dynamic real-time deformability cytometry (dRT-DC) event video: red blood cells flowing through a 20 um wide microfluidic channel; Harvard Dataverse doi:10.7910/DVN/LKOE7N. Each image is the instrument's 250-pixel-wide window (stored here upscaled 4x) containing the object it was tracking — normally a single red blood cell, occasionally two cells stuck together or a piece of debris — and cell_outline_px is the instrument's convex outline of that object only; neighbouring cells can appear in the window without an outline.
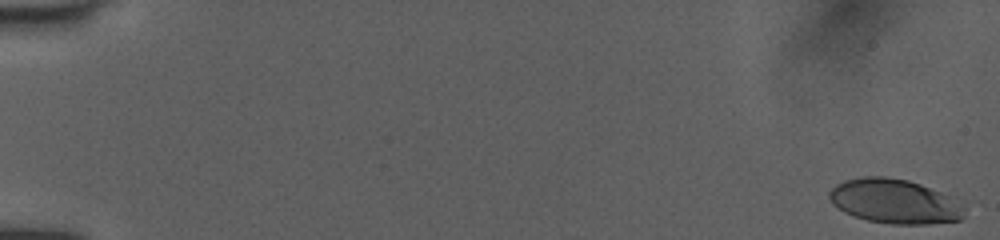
{"species": "human", "species_latin": "Homo sapiens", "temperature_condition": "room temperature", "stored_images_in_passage": 52, "camera_frame_rate_fps": 3000, "um_per_image_px": 0.085, "donor": {"sex": "female"}, "frame": {"image": 1, "passage_image": 1, "time_ms": 0.0, "image_size_px": [1000, 240], "cell_outline_px": [[964, 216], [960, 220], [928, 224], [892, 224], [868, 220], [844, 212], [832, 204], [828, 196], [828, 192], [836, 184], [844, 180], [864, 176], [884, 176], [908, 180], [920, 184], [944, 196], [964, 208]], "centroid_in_image_um": [75.94, 17.11], "position_along_channel_um": 9.1, "area_um2": 34.33}}
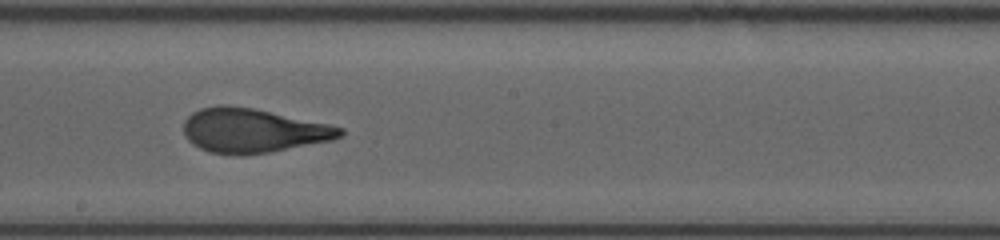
{"frame": {"image": 2, "passage_image": 31, "time_ms": 10.0, "image_size_px": [1000, 240], "cell_outline_px": [[344, 132], [340, 136], [332, 140], [268, 152], [244, 156], [240, 156], [208, 152], [192, 144], [188, 140], [184, 132], [184, 120], [192, 112], [200, 108], [220, 104], [228, 104], [252, 108], [328, 124], [344, 128]], "centroid_in_image_um": [21.44, 11.1], "position_along_channel_um": 226.8, "area_um2": 40.29}}
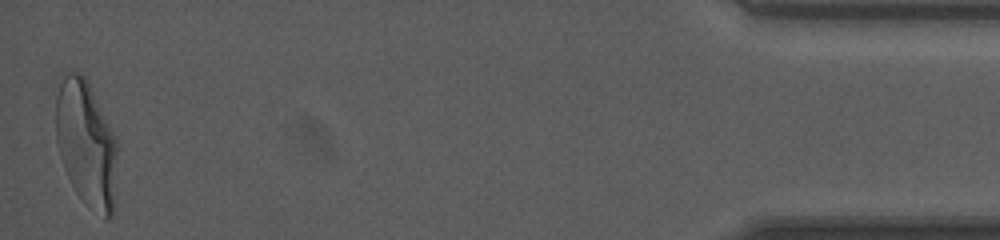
{"frame": {"image": 3, "passage_image": 52, "time_ms": 17.0, "image_size_px": [1000, 240], "cell_outline_px": [[116, 204], [112, 216], [108, 220], [104, 220], [76, 192], [64, 168], [60, 156], [56, 140], [56, 96], [60, 84], [64, 76], [68, 72], [80, 72], [88, 80], [116, 140]], "centroid_in_image_um": [7.35, 12.25], "position_along_channel_um": 427.9, "area_um2": 45.03}, "authors_computed_cell_mechanics": {"area_um2": 39.7953, "velocity_mm_per_s": 4.0213, "shape_relaxation_time_tau1_ms": 5.4811, "shape_relaxation_time_tau2_ms": 0.7134, "deformation_change_tau1": 0.2419, "deformation_change_tau2": 0.0846}}